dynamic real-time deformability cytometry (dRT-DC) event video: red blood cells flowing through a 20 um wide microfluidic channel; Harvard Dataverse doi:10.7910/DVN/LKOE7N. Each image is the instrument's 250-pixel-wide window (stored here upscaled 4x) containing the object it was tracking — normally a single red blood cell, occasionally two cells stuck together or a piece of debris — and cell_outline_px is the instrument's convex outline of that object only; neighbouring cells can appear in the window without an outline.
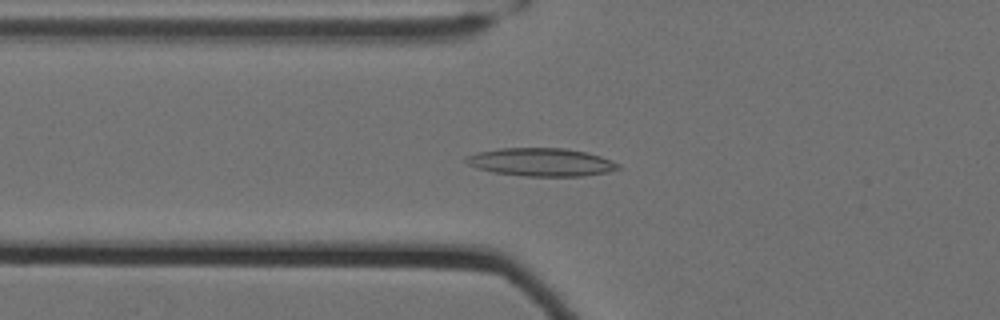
{"species": "Egyptian fruit bat (a non-hibernating species)", "species_latin": "Rousettus aegyptiacus", "temperature_condition": "cold", "stored_images_in_passage": 40, "camera_frame_rate_fps": 3000, "um_per_image_px": 0.085, "animal": {"sex": "female"}, "frame": {"image": 1, "passage_image": 4, "time_ms": 1.0, "image_size_px": [1000, 320], "cell_outline_px": [[620, 168], [608, 172], [580, 176], [524, 176], [492, 172], [476, 168], [468, 164], [464, 160], [464, 156], [476, 152], [500, 148], [564, 148], [584, 152], [600, 156], [612, 160], [620, 164]], "centroid_in_image_um": [45.96, 13.78], "position_along_channel_um": 79.8, "area_um2": 24.97}}
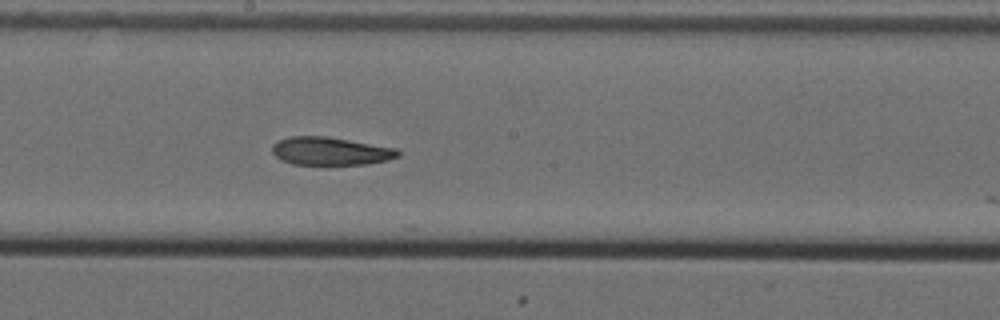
{"frame": {"image": 2, "passage_image": 16, "time_ms": 5.0, "image_size_px": [1000, 320], "cell_outline_px": [[400, 156], [388, 160], [368, 164], [292, 164], [280, 160], [272, 152], [272, 144], [288, 136], [328, 136], [396, 148], [400, 152]], "centroid_in_image_um": [28.09, 12.84], "position_along_channel_um": 220.1, "area_um2": 20.63}}
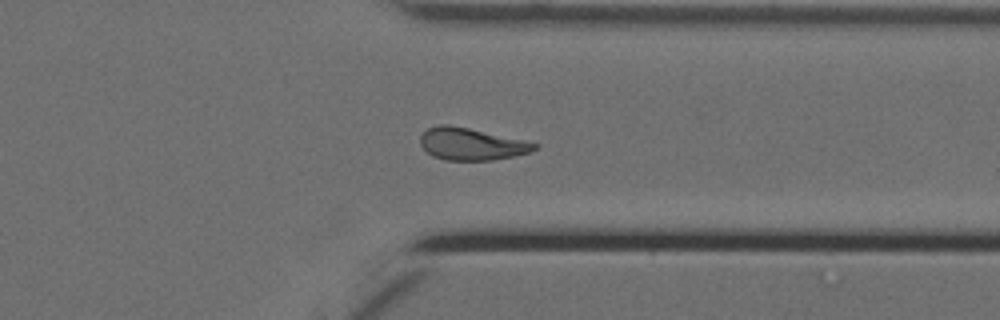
{"frame": {"image": 3, "passage_image": 29, "time_ms": 9.333, "image_size_px": [1000, 320], "cell_outline_px": [[540, 144], [532, 152], [492, 160], [444, 160], [432, 156], [420, 144], [420, 136], [428, 128], [440, 124], [448, 124], [468, 128], [524, 140]], "centroid_in_image_um": [40.06, 12.24], "position_along_channel_um": 371.3, "area_um2": 21.27}, "authors_computed_cell_mechanics": {"area_um2": 21.2704, "velocity_mm_per_s": 3.4908, "shape_relaxation_time_tau1_ms": null, "shape_relaxation_time_tau2_ms": 5.6461, "deformation_change_tau1": null, "deformation_change_tau2": 0.1327}}